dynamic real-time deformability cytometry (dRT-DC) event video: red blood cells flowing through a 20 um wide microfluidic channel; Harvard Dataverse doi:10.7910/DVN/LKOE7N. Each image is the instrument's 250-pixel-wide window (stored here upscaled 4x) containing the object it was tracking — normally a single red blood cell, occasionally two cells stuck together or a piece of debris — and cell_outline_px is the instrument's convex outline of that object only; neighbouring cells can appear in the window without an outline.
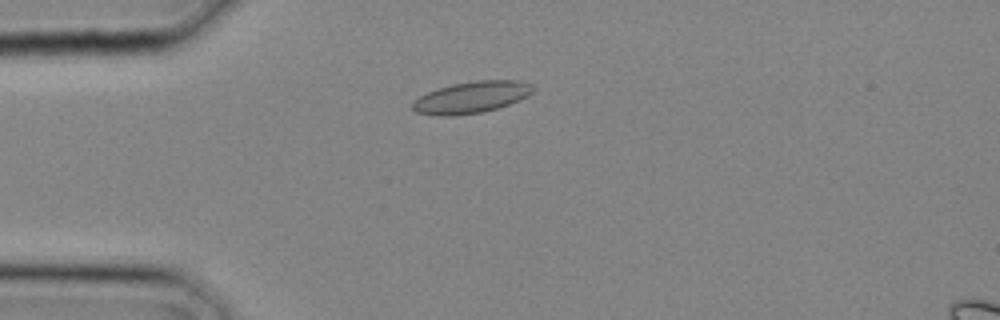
{"species": "common noctule bat (a hibernating species)", "species_latin": "Nyctalus noctula", "temperature_condition": "cold", "stored_images_in_passage": 6, "camera_frame_rate_fps": 3000, "um_per_image_px": 0.085, "animal": {"sex": "male", "body_mass_g": 20.4}, "frame": {"image": 1, "passage_image": 1, "time_ms": 0.0, "image_size_px": [1000, 320], "cell_outline_px": [[536, 88], [528, 96], [520, 100], [484, 112], [452, 116], [444, 116], [416, 112], [412, 108], [412, 100], [428, 92], [452, 84], [476, 80], [520, 80], [532, 84]], "centroid_in_image_um": [40.1, 8.26], "position_along_channel_um": 44.9, "area_um2": 22.25}}
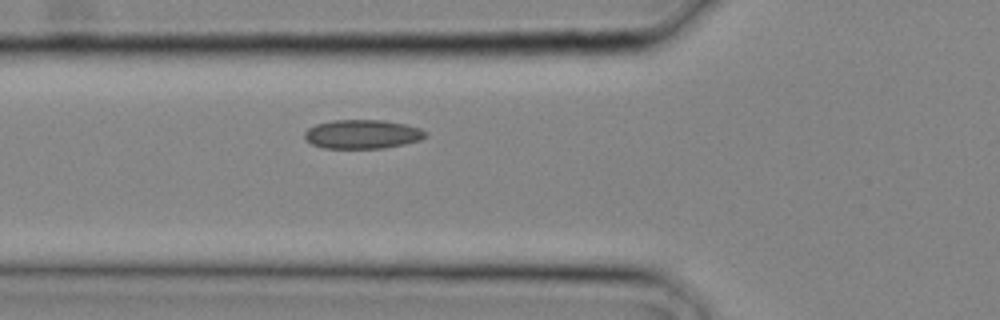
{"frame": {"image": 2, "passage_image": 4, "time_ms": 1.0, "image_size_px": [1000, 320], "cell_outline_px": [[428, 136], [420, 140], [404, 144], [384, 148], [324, 148], [312, 144], [304, 136], [304, 132], [308, 128], [316, 124], [332, 120], [384, 120], [404, 124], [420, 128], [428, 132]], "centroid_in_image_um": [30.83, 11.4], "position_along_channel_um": 95.0, "area_um2": 20.46}}
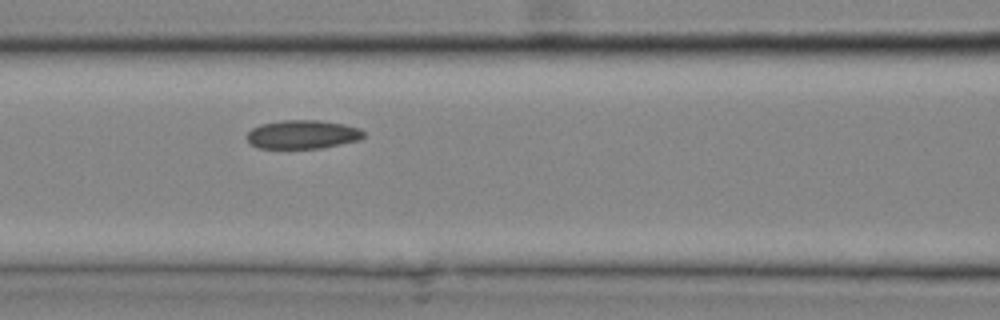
{"frame": {"image": 3, "passage_image": 6, "time_ms": 1.667, "image_size_px": [1000, 320], "cell_outline_px": [[364, 136], [360, 140], [320, 148], [256, 148], [244, 136], [252, 128], [260, 124], [284, 120], [320, 120], [344, 124], [360, 128], [364, 132]], "centroid_in_image_um": [25.71, 11.42], "position_along_channel_um": 140.9, "area_um2": 19.59}}